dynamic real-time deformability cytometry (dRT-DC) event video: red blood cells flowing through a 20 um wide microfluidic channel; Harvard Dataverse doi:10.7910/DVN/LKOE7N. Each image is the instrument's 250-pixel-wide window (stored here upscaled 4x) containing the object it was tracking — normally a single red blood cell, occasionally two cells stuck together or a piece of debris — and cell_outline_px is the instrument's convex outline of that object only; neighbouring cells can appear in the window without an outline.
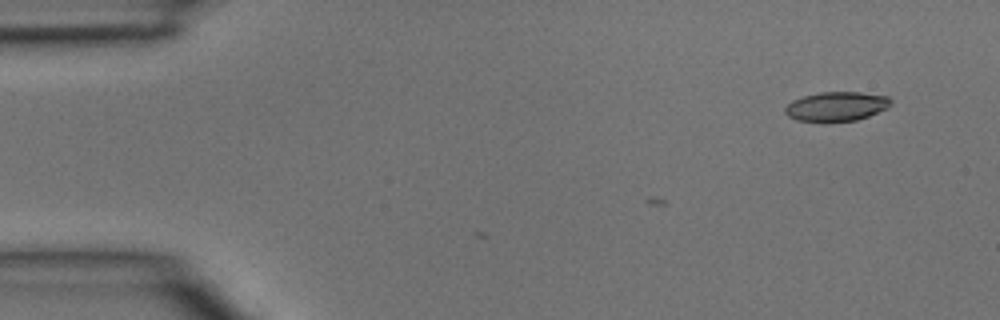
{"species": "common noctule bat (a hibernating species)", "species_latin": "Nyctalus noctula", "temperature_condition": "room temperature", "stored_images_in_passage": 3, "camera_frame_rate_fps": 3000, "um_per_image_px": 0.085, "animal": {"sex": "male", "body_mass_g": 15.6}, "frame": {"image": 1, "passage_image": 3, "time_ms": 0.667, "image_size_px": [1000, 320], "cell_outline_px": [[892, 104], [888, 108], [868, 116], [856, 120], [796, 120], [788, 116], [784, 112], [784, 108], [792, 100], [804, 96], [820, 92], [860, 92], [888, 96], [892, 100]], "centroid_in_image_um": [71.13, 9.02], "position_along_channel_um": 13.9, "area_um2": 17.8}}